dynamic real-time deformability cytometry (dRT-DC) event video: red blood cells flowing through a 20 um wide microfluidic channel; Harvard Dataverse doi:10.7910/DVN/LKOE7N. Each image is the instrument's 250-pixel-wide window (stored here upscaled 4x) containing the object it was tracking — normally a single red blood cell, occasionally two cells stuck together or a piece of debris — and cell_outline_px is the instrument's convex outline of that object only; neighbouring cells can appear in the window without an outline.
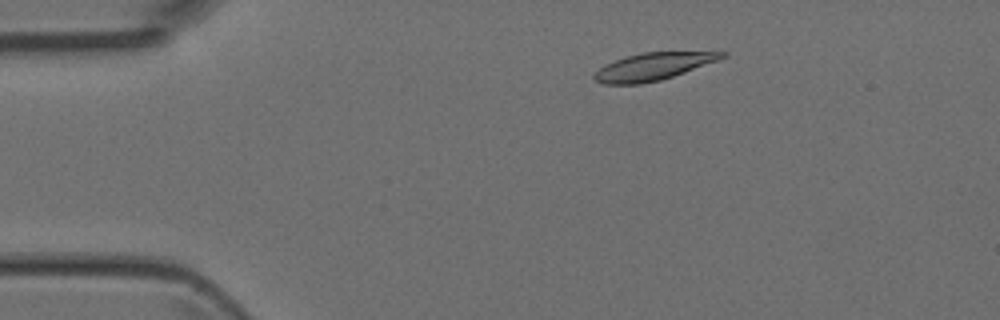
{"species": "Egyptian fruit bat (a non-hibernating species)", "species_latin": "Rousettus aegyptiacus", "temperature_condition": "room temperature", "stored_images_in_passage": 46, "camera_frame_rate_fps": 3000, "um_per_image_px": 0.085, "animal": {"sex": "female"}, "frame": {"image": 1, "passage_image": 6, "time_ms": 1.667, "image_size_px": [1000, 320], "cell_outline_px": [[728, 56], [684, 72], [660, 80], [640, 84], [600, 84], [592, 80], [592, 76], [600, 68], [624, 56], [640, 52], [728, 52]], "centroid_in_image_um": [55.46, 5.66], "position_along_channel_um": 29.5, "area_um2": 20.17}}
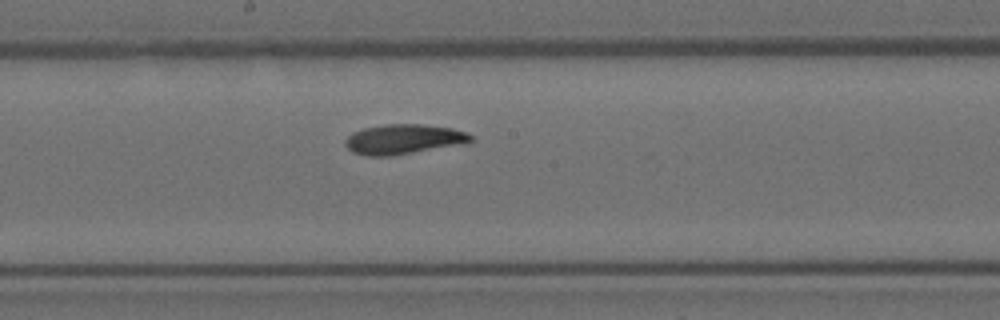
{"frame": {"image": 2, "passage_image": 23, "time_ms": 7.333, "image_size_px": [1000, 320], "cell_outline_px": [[472, 140], [468, 144], [388, 156], [368, 156], [352, 152], [344, 144], [344, 140], [352, 132], [364, 128], [388, 124], [420, 124], [452, 128], [468, 132], [472, 136]], "centroid_in_image_um": [34.33, 11.84], "position_along_channel_um": 213.9, "area_um2": 22.02}}
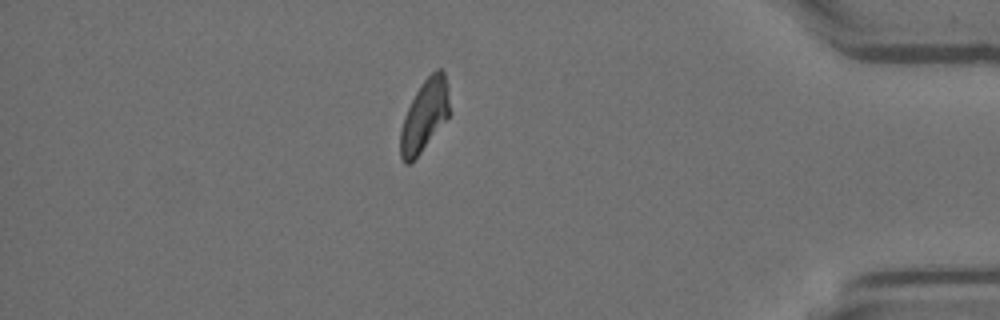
{"frame": {"image": 3, "passage_image": 39, "time_ms": 12.667, "image_size_px": [1000, 320], "cell_outline_px": [[452, 112], [420, 152], [408, 164], [404, 164], [400, 156], [400, 132], [404, 116], [416, 92], [424, 80], [436, 68], [440, 68], [444, 72], [448, 88]], "centroid_in_image_um": [36.11, 9.79], "position_along_channel_um": 399.1, "area_um2": 20.4}}